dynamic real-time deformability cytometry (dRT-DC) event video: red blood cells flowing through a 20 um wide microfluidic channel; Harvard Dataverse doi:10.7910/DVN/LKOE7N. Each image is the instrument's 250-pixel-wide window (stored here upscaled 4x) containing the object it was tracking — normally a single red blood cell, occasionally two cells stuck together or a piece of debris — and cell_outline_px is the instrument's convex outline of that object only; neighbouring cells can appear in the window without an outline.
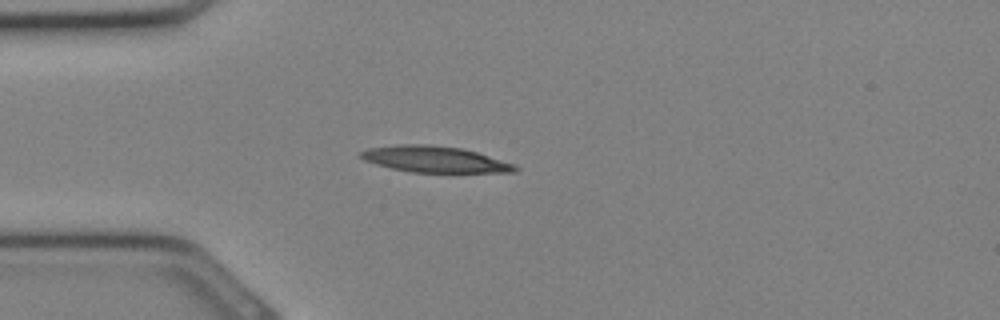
{"species": "Egyptian fruit bat (a non-hibernating species)", "species_latin": "Rousettus aegyptiacus", "temperature_condition": "cold", "stored_images_in_passage": 10, "camera_frame_rate_fps": 3000, "um_per_image_px": 0.085, "animal": {"sex": "female"}, "frame": {"image": 1, "passage_image": 5, "time_ms": 1.333, "image_size_px": [1000, 320], "cell_outline_px": [[520, 168], [516, 172], [408, 172], [376, 164], [364, 160], [360, 156], [360, 152], [368, 148], [396, 144], [432, 144], [464, 148], [516, 164]], "centroid_in_image_um": [36.98, 13.53], "position_along_channel_um": 48.0, "area_um2": 23.76}}
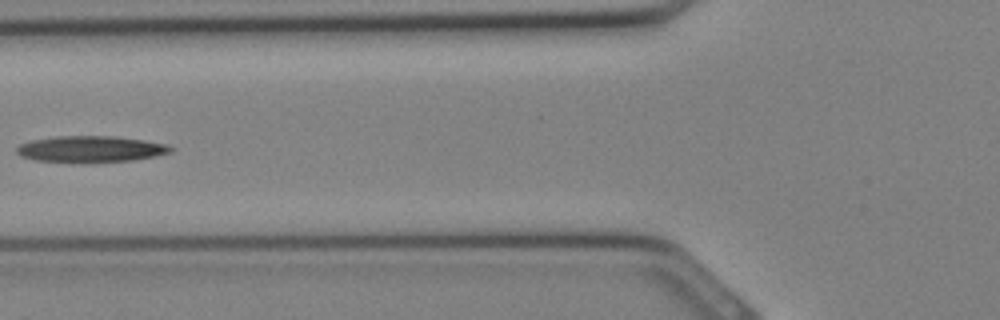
{"frame": {"image": 2, "passage_image": 9, "time_ms": 2.667, "image_size_px": [1000, 320], "cell_outline_px": [[176, 148], [172, 152], [132, 160], [92, 164], [84, 164], [36, 160], [20, 156], [16, 152], [16, 148], [20, 144], [32, 140], [56, 136], [116, 136], [144, 140], [168, 144]], "centroid_in_image_um": [7.72, 12.69], "position_along_channel_um": 118.1, "area_um2": 24.22}}